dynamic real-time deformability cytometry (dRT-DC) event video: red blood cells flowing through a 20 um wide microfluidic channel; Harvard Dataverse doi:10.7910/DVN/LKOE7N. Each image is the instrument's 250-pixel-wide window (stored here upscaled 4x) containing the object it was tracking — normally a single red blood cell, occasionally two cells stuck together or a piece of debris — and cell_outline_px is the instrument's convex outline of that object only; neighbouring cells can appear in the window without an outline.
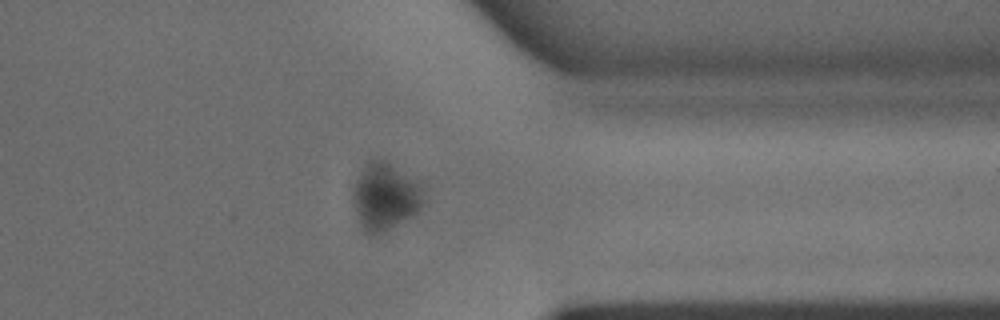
{"species": "common noctule bat (a hibernating species)", "species_latin": "Nyctalus noctula", "temperature_condition": "warm", "stored_images_in_passage": 31, "camera_frame_rate_fps": 3000, "um_per_image_px": 0.085, "animal": {"sex": "male", "body_mass_g": 15.6}, "frame": {"image": 1, "passage_image": 24, "time_ms": 7.667, "image_size_px": [1000, 320], "cell_outline_px": [[424, 204], [416, 212], [368, 236], [364, 232], [356, 216], [352, 196], [352, 192], [356, 180], [360, 172], [368, 160], [384, 160], [416, 180], [424, 188]], "centroid_in_image_um": [32.7, 16.66], "position_along_channel_um": 378.7, "area_um2": 26.88}}
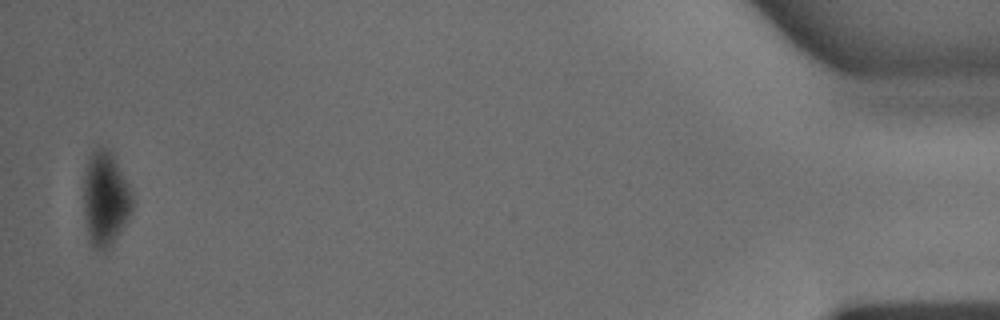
{"frame": {"image": 2, "passage_image": 31, "time_ms": 10.0, "image_size_px": [1000, 320], "cell_outline_px": [[136, 204], [132, 212], [120, 232], [104, 252], [92, 248], [88, 236], [84, 216], [84, 172], [88, 156], [96, 144], [108, 148], [112, 152], [136, 200]], "centroid_in_image_um": [8.96, 16.85], "position_along_channel_um": 426.2, "area_um2": 27.51}}